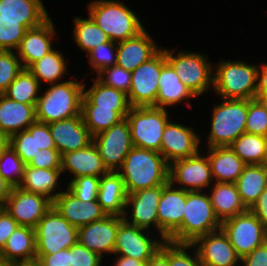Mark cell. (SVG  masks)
I'll list each match as a JSON object with an SVG mask.
<instances>
[{
	"label": "cell",
	"instance_id": "cell-1",
	"mask_svg": "<svg viewBox=\"0 0 267 266\" xmlns=\"http://www.w3.org/2000/svg\"><path fill=\"white\" fill-rule=\"evenodd\" d=\"M117 173L122 177L127 194L169 181V164L161 153L133 147Z\"/></svg>",
	"mask_w": 267,
	"mask_h": 266
},
{
	"label": "cell",
	"instance_id": "cell-2",
	"mask_svg": "<svg viewBox=\"0 0 267 266\" xmlns=\"http://www.w3.org/2000/svg\"><path fill=\"white\" fill-rule=\"evenodd\" d=\"M76 79L50 84L44 92L41 90L35 106L36 121L49 124L81 114L84 82Z\"/></svg>",
	"mask_w": 267,
	"mask_h": 266
},
{
	"label": "cell",
	"instance_id": "cell-3",
	"mask_svg": "<svg viewBox=\"0 0 267 266\" xmlns=\"http://www.w3.org/2000/svg\"><path fill=\"white\" fill-rule=\"evenodd\" d=\"M214 66L213 91L222 99L256 98L258 64L221 59Z\"/></svg>",
	"mask_w": 267,
	"mask_h": 266
},
{
	"label": "cell",
	"instance_id": "cell-4",
	"mask_svg": "<svg viewBox=\"0 0 267 266\" xmlns=\"http://www.w3.org/2000/svg\"><path fill=\"white\" fill-rule=\"evenodd\" d=\"M124 1L93 0L87 6L88 15L114 42L137 36L145 29L139 17Z\"/></svg>",
	"mask_w": 267,
	"mask_h": 266
},
{
	"label": "cell",
	"instance_id": "cell-5",
	"mask_svg": "<svg viewBox=\"0 0 267 266\" xmlns=\"http://www.w3.org/2000/svg\"><path fill=\"white\" fill-rule=\"evenodd\" d=\"M209 191H186V204L180 227L168 238L176 244H192L198 237L221 229Z\"/></svg>",
	"mask_w": 267,
	"mask_h": 266
},
{
	"label": "cell",
	"instance_id": "cell-6",
	"mask_svg": "<svg viewBox=\"0 0 267 266\" xmlns=\"http://www.w3.org/2000/svg\"><path fill=\"white\" fill-rule=\"evenodd\" d=\"M211 112L207 147L230 146L246 132L248 100L223 99L221 103H214Z\"/></svg>",
	"mask_w": 267,
	"mask_h": 266
},
{
	"label": "cell",
	"instance_id": "cell-7",
	"mask_svg": "<svg viewBox=\"0 0 267 266\" xmlns=\"http://www.w3.org/2000/svg\"><path fill=\"white\" fill-rule=\"evenodd\" d=\"M174 51V49L165 48V58L179 76L180 81L196 97L213 90L214 64L207 54L182 49L174 54Z\"/></svg>",
	"mask_w": 267,
	"mask_h": 266
},
{
	"label": "cell",
	"instance_id": "cell-8",
	"mask_svg": "<svg viewBox=\"0 0 267 266\" xmlns=\"http://www.w3.org/2000/svg\"><path fill=\"white\" fill-rule=\"evenodd\" d=\"M167 110L154 106L131 107L126 119L130 126L134 147L160 153L162 134L170 120Z\"/></svg>",
	"mask_w": 267,
	"mask_h": 266
},
{
	"label": "cell",
	"instance_id": "cell-9",
	"mask_svg": "<svg viewBox=\"0 0 267 266\" xmlns=\"http://www.w3.org/2000/svg\"><path fill=\"white\" fill-rule=\"evenodd\" d=\"M36 254H54L78 242V228L52 206L35 227Z\"/></svg>",
	"mask_w": 267,
	"mask_h": 266
},
{
	"label": "cell",
	"instance_id": "cell-10",
	"mask_svg": "<svg viewBox=\"0 0 267 266\" xmlns=\"http://www.w3.org/2000/svg\"><path fill=\"white\" fill-rule=\"evenodd\" d=\"M221 229L241 259L267 241V228L249 209L222 221Z\"/></svg>",
	"mask_w": 267,
	"mask_h": 266
},
{
	"label": "cell",
	"instance_id": "cell-11",
	"mask_svg": "<svg viewBox=\"0 0 267 266\" xmlns=\"http://www.w3.org/2000/svg\"><path fill=\"white\" fill-rule=\"evenodd\" d=\"M163 47L149 60L131 72V87L128 99L131 107H156L159 77L166 63Z\"/></svg>",
	"mask_w": 267,
	"mask_h": 266
},
{
	"label": "cell",
	"instance_id": "cell-12",
	"mask_svg": "<svg viewBox=\"0 0 267 266\" xmlns=\"http://www.w3.org/2000/svg\"><path fill=\"white\" fill-rule=\"evenodd\" d=\"M201 151L204 150L200 149L195 155L173 161L169 165V181L175 187L194 192L208 191V188L212 186L214 179L208 156L205 153L201 154Z\"/></svg>",
	"mask_w": 267,
	"mask_h": 266
},
{
	"label": "cell",
	"instance_id": "cell-13",
	"mask_svg": "<svg viewBox=\"0 0 267 266\" xmlns=\"http://www.w3.org/2000/svg\"><path fill=\"white\" fill-rule=\"evenodd\" d=\"M153 233L123 219L118 226L113 255L127 256L146 263L165 242L162 238L158 239L160 236L153 237Z\"/></svg>",
	"mask_w": 267,
	"mask_h": 266
},
{
	"label": "cell",
	"instance_id": "cell-14",
	"mask_svg": "<svg viewBox=\"0 0 267 266\" xmlns=\"http://www.w3.org/2000/svg\"><path fill=\"white\" fill-rule=\"evenodd\" d=\"M100 157L108 172H117L125 157L134 147L127 119L93 136Z\"/></svg>",
	"mask_w": 267,
	"mask_h": 266
},
{
	"label": "cell",
	"instance_id": "cell-15",
	"mask_svg": "<svg viewBox=\"0 0 267 266\" xmlns=\"http://www.w3.org/2000/svg\"><path fill=\"white\" fill-rule=\"evenodd\" d=\"M197 133L192 127L169 120L164 128L160 146V153L165 161L170 165L173 161L198 153L202 138Z\"/></svg>",
	"mask_w": 267,
	"mask_h": 266
},
{
	"label": "cell",
	"instance_id": "cell-16",
	"mask_svg": "<svg viewBox=\"0 0 267 266\" xmlns=\"http://www.w3.org/2000/svg\"><path fill=\"white\" fill-rule=\"evenodd\" d=\"M162 191L163 185H159L128 194L123 219L143 229L155 228L158 235L157 209Z\"/></svg>",
	"mask_w": 267,
	"mask_h": 266
},
{
	"label": "cell",
	"instance_id": "cell-17",
	"mask_svg": "<svg viewBox=\"0 0 267 266\" xmlns=\"http://www.w3.org/2000/svg\"><path fill=\"white\" fill-rule=\"evenodd\" d=\"M51 207L52 201L46 196L13 187L3 208L19 225L35 228Z\"/></svg>",
	"mask_w": 267,
	"mask_h": 266
},
{
	"label": "cell",
	"instance_id": "cell-18",
	"mask_svg": "<svg viewBox=\"0 0 267 266\" xmlns=\"http://www.w3.org/2000/svg\"><path fill=\"white\" fill-rule=\"evenodd\" d=\"M191 245L196 249L202 266L241 265V258L222 229L198 237Z\"/></svg>",
	"mask_w": 267,
	"mask_h": 266
},
{
	"label": "cell",
	"instance_id": "cell-19",
	"mask_svg": "<svg viewBox=\"0 0 267 266\" xmlns=\"http://www.w3.org/2000/svg\"><path fill=\"white\" fill-rule=\"evenodd\" d=\"M122 220L121 216L107 215L102 220L78 227V242L102 258L111 256L114 252L118 226Z\"/></svg>",
	"mask_w": 267,
	"mask_h": 266
},
{
	"label": "cell",
	"instance_id": "cell-20",
	"mask_svg": "<svg viewBox=\"0 0 267 266\" xmlns=\"http://www.w3.org/2000/svg\"><path fill=\"white\" fill-rule=\"evenodd\" d=\"M186 204V190L175 187L170 181L163 185L159 200L158 234L160 238H168L180 227Z\"/></svg>",
	"mask_w": 267,
	"mask_h": 266
},
{
	"label": "cell",
	"instance_id": "cell-21",
	"mask_svg": "<svg viewBox=\"0 0 267 266\" xmlns=\"http://www.w3.org/2000/svg\"><path fill=\"white\" fill-rule=\"evenodd\" d=\"M52 206L77 228L107 216L97 200L81 201L67 187L52 201Z\"/></svg>",
	"mask_w": 267,
	"mask_h": 266
},
{
	"label": "cell",
	"instance_id": "cell-22",
	"mask_svg": "<svg viewBox=\"0 0 267 266\" xmlns=\"http://www.w3.org/2000/svg\"><path fill=\"white\" fill-rule=\"evenodd\" d=\"M54 25L53 20L49 17L40 26L26 31L16 50L23 68L28 69L54 48L52 41L57 39L55 34L58 32L54 29Z\"/></svg>",
	"mask_w": 267,
	"mask_h": 266
},
{
	"label": "cell",
	"instance_id": "cell-23",
	"mask_svg": "<svg viewBox=\"0 0 267 266\" xmlns=\"http://www.w3.org/2000/svg\"><path fill=\"white\" fill-rule=\"evenodd\" d=\"M56 149L60 154L86 148L93 136L85 126L81 114L48 124Z\"/></svg>",
	"mask_w": 267,
	"mask_h": 266
},
{
	"label": "cell",
	"instance_id": "cell-24",
	"mask_svg": "<svg viewBox=\"0 0 267 266\" xmlns=\"http://www.w3.org/2000/svg\"><path fill=\"white\" fill-rule=\"evenodd\" d=\"M144 29L137 36L117 43V63L130 72L143 62L152 58L162 47H159Z\"/></svg>",
	"mask_w": 267,
	"mask_h": 266
},
{
	"label": "cell",
	"instance_id": "cell-25",
	"mask_svg": "<svg viewBox=\"0 0 267 266\" xmlns=\"http://www.w3.org/2000/svg\"><path fill=\"white\" fill-rule=\"evenodd\" d=\"M61 171L73 176L70 181L81 176L101 177L108 173L93 142L86 148L62 154Z\"/></svg>",
	"mask_w": 267,
	"mask_h": 266
},
{
	"label": "cell",
	"instance_id": "cell-26",
	"mask_svg": "<svg viewBox=\"0 0 267 266\" xmlns=\"http://www.w3.org/2000/svg\"><path fill=\"white\" fill-rule=\"evenodd\" d=\"M36 104H25L0 94V131L12 135L27 130L36 121Z\"/></svg>",
	"mask_w": 267,
	"mask_h": 266
},
{
	"label": "cell",
	"instance_id": "cell-27",
	"mask_svg": "<svg viewBox=\"0 0 267 266\" xmlns=\"http://www.w3.org/2000/svg\"><path fill=\"white\" fill-rule=\"evenodd\" d=\"M159 90L156 98V107L167 109L186 102L192 108L191 101L196 96L183 84L173 67L166 62L161 69L159 77ZM190 101V102H189Z\"/></svg>",
	"mask_w": 267,
	"mask_h": 266
},
{
	"label": "cell",
	"instance_id": "cell-28",
	"mask_svg": "<svg viewBox=\"0 0 267 266\" xmlns=\"http://www.w3.org/2000/svg\"><path fill=\"white\" fill-rule=\"evenodd\" d=\"M0 257L16 264L36 263L35 228L19 225L0 251Z\"/></svg>",
	"mask_w": 267,
	"mask_h": 266
},
{
	"label": "cell",
	"instance_id": "cell-29",
	"mask_svg": "<svg viewBox=\"0 0 267 266\" xmlns=\"http://www.w3.org/2000/svg\"><path fill=\"white\" fill-rule=\"evenodd\" d=\"M206 152L214 182L235 183L246 164L230 146L207 147Z\"/></svg>",
	"mask_w": 267,
	"mask_h": 266
},
{
	"label": "cell",
	"instance_id": "cell-30",
	"mask_svg": "<svg viewBox=\"0 0 267 266\" xmlns=\"http://www.w3.org/2000/svg\"><path fill=\"white\" fill-rule=\"evenodd\" d=\"M0 15L22 20L27 29L40 26L50 17L43 0H0Z\"/></svg>",
	"mask_w": 267,
	"mask_h": 266
},
{
	"label": "cell",
	"instance_id": "cell-31",
	"mask_svg": "<svg viewBox=\"0 0 267 266\" xmlns=\"http://www.w3.org/2000/svg\"><path fill=\"white\" fill-rule=\"evenodd\" d=\"M127 195L124 181L117 172L100 177L97 201L107 215L123 217Z\"/></svg>",
	"mask_w": 267,
	"mask_h": 266
},
{
	"label": "cell",
	"instance_id": "cell-32",
	"mask_svg": "<svg viewBox=\"0 0 267 266\" xmlns=\"http://www.w3.org/2000/svg\"><path fill=\"white\" fill-rule=\"evenodd\" d=\"M208 190L213 211L220 222L248 210L240 198L235 183L214 182Z\"/></svg>",
	"mask_w": 267,
	"mask_h": 266
},
{
	"label": "cell",
	"instance_id": "cell-33",
	"mask_svg": "<svg viewBox=\"0 0 267 266\" xmlns=\"http://www.w3.org/2000/svg\"><path fill=\"white\" fill-rule=\"evenodd\" d=\"M61 169H42L25 165L19 185L24 191L46 196L53 201L63 190L57 191L62 175Z\"/></svg>",
	"mask_w": 267,
	"mask_h": 266
},
{
	"label": "cell",
	"instance_id": "cell-34",
	"mask_svg": "<svg viewBox=\"0 0 267 266\" xmlns=\"http://www.w3.org/2000/svg\"><path fill=\"white\" fill-rule=\"evenodd\" d=\"M235 184L243 204L250 209L267 188V164L245 165Z\"/></svg>",
	"mask_w": 267,
	"mask_h": 266
},
{
	"label": "cell",
	"instance_id": "cell-35",
	"mask_svg": "<svg viewBox=\"0 0 267 266\" xmlns=\"http://www.w3.org/2000/svg\"><path fill=\"white\" fill-rule=\"evenodd\" d=\"M93 80V85L87 90L84 82L81 105H98L99 107L113 108L115 111H129L131 109L126 93L104 85L95 77Z\"/></svg>",
	"mask_w": 267,
	"mask_h": 266
},
{
	"label": "cell",
	"instance_id": "cell-36",
	"mask_svg": "<svg viewBox=\"0 0 267 266\" xmlns=\"http://www.w3.org/2000/svg\"><path fill=\"white\" fill-rule=\"evenodd\" d=\"M28 70L39 81L40 85L45 82L44 85H50L63 82L64 76L68 75V63L60 50L53 48L41 59L34 62Z\"/></svg>",
	"mask_w": 267,
	"mask_h": 266
},
{
	"label": "cell",
	"instance_id": "cell-37",
	"mask_svg": "<svg viewBox=\"0 0 267 266\" xmlns=\"http://www.w3.org/2000/svg\"><path fill=\"white\" fill-rule=\"evenodd\" d=\"M230 148L246 165L267 164V137L243 133Z\"/></svg>",
	"mask_w": 267,
	"mask_h": 266
},
{
	"label": "cell",
	"instance_id": "cell-38",
	"mask_svg": "<svg viewBox=\"0 0 267 266\" xmlns=\"http://www.w3.org/2000/svg\"><path fill=\"white\" fill-rule=\"evenodd\" d=\"M129 111H115L98 105H81V116L92 136L109 129L126 118Z\"/></svg>",
	"mask_w": 267,
	"mask_h": 266
},
{
	"label": "cell",
	"instance_id": "cell-39",
	"mask_svg": "<svg viewBox=\"0 0 267 266\" xmlns=\"http://www.w3.org/2000/svg\"><path fill=\"white\" fill-rule=\"evenodd\" d=\"M73 40L82 51L88 54L96 46L109 42L105 32L88 15L87 18L75 16L73 20Z\"/></svg>",
	"mask_w": 267,
	"mask_h": 266
},
{
	"label": "cell",
	"instance_id": "cell-40",
	"mask_svg": "<svg viewBox=\"0 0 267 266\" xmlns=\"http://www.w3.org/2000/svg\"><path fill=\"white\" fill-rule=\"evenodd\" d=\"M41 85L33 74L26 68L18 74L4 93L9 99L25 103L36 104L40 97Z\"/></svg>",
	"mask_w": 267,
	"mask_h": 266
},
{
	"label": "cell",
	"instance_id": "cell-41",
	"mask_svg": "<svg viewBox=\"0 0 267 266\" xmlns=\"http://www.w3.org/2000/svg\"><path fill=\"white\" fill-rule=\"evenodd\" d=\"M10 146L27 165L40 150L36 143V121L27 130L20 131L10 137Z\"/></svg>",
	"mask_w": 267,
	"mask_h": 266
},
{
	"label": "cell",
	"instance_id": "cell-42",
	"mask_svg": "<svg viewBox=\"0 0 267 266\" xmlns=\"http://www.w3.org/2000/svg\"><path fill=\"white\" fill-rule=\"evenodd\" d=\"M27 30L22 20L2 18L0 15V50L16 51Z\"/></svg>",
	"mask_w": 267,
	"mask_h": 266
},
{
	"label": "cell",
	"instance_id": "cell-43",
	"mask_svg": "<svg viewBox=\"0 0 267 266\" xmlns=\"http://www.w3.org/2000/svg\"><path fill=\"white\" fill-rule=\"evenodd\" d=\"M25 165L11 146L0 156V174L13 187H19L23 179Z\"/></svg>",
	"mask_w": 267,
	"mask_h": 266
},
{
	"label": "cell",
	"instance_id": "cell-44",
	"mask_svg": "<svg viewBox=\"0 0 267 266\" xmlns=\"http://www.w3.org/2000/svg\"><path fill=\"white\" fill-rule=\"evenodd\" d=\"M87 59L91 70L98 75L102 70L116 65L117 63V42L109 41L93 48Z\"/></svg>",
	"mask_w": 267,
	"mask_h": 266
},
{
	"label": "cell",
	"instance_id": "cell-45",
	"mask_svg": "<svg viewBox=\"0 0 267 266\" xmlns=\"http://www.w3.org/2000/svg\"><path fill=\"white\" fill-rule=\"evenodd\" d=\"M23 70L16 51L0 50V94H4L9 85Z\"/></svg>",
	"mask_w": 267,
	"mask_h": 266
},
{
	"label": "cell",
	"instance_id": "cell-46",
	"mask_svg": "<svg viewBox=\"0 0 267 266\" xmlns=\"http://www.w3.org/2000/svg\"><path fill=\"white\" fill-rule=\"evenodd\" d=\"M246 133L267 137V110L255 98L248 100Z\"/></svg>",
	"mask_w": 267,
	"mask_h": 266
},
{
	"label": "cell",
	"instance_id": "cell-47",
	"mask_svg": "<svg viewBox=\"0 0 267 266\" xmlns=\"http://www.w3.org/2000/svg\"><path fill=\"white\" fill-rule=\"evenodd\" d=\"M95 78L104 85L128 94L131 87V72L117 65L102 70Z\"/></svg>",
	"mask_w": 267,
	"mask_h": 266
},
{
	"label": "cell",
	"instance_id": "cell-48",
	"mask_svg": "<svg viewBox=\"0 0 267 266\" xmlns=\"http://www.w3.org/2000/svg\"><path fill=\"white\" fill-rule=\"evenodd\" d=\"M100 177L81 176L67 183V188L81 201L97 200Z\"/></svg>",
	"mask_w": 267,
	"mask_h": 266
},
{
	"label": "cell",
	"instance_id": "cell-49",
	"mask_svg": "<svg viewBox=\"0 0 267 266\" xmlns=\"http://www.w3.org/2000/svg\"><path fill=\"white\" fill-rule=\"evenodd\" d=\"M190 248L194 249V255L189 252ZM168 266H202V264L196 249L191 244H176L168 241Z\"/></svg>",
	"mask_w": 267,
	"mask_h": 266
},
{
	"label": "cell",
	"instance_id": "cell-50",
	"mask_svg": "<svg viewBox=\"0 0 267 266\" xmlns=\"http://www.w3.org/2000/svg\"><path fill=\"white\" fill-rule=\"evenodd\" d=\"M103 258L81 245L79 242L70 247L71 266H102Z\"/></svg>",
	"mask_w": 267,
	"mask_h": 266
},
{
	"label": "cell",
	"instance_id": "cell-51",
	"mask_svg": "<svg viewBox=\"0 0 267 266\" xmlns=\"http://www.w3.org/2000/svg\"><path fill=\"white\" fill-rule=\"evenodd\" d=\"M62 155L57 149L39 150L27 166L42 169H61Z\"/></svg>",
	"mask_w": 267,
	"mask_h": 266
},
{
	"label": "cell",
	"instance_id": "cell-52",
	"mask_svg": "<svg viewBox=\"0 0 267 266\" xmlns=\"http://www.w3.org/2000/svg\"><path fill=\"white\" fill-rule=\"evenodd\" d=\"M37 266H71L70 248L54 254H36Z\"/></svg>",
	"mask_w": 267,
	"mask_h": 266
},
{
	"label": "cell",
	"instance_id": "cell-53",
	"mask_svg": "<svg viewBox=\"0 0 267 266\" xmlns=\"http://www.w3.org/2000/svg\"><path fill=\"white\" fill-rule=\"evenodd\" d=\"M18 226L16 220L4 208H0V251Z\"/></svg>",
	"mask_w": 267,
	"mask_h": 266
},
{
	"label": "cell",
	"instance_id": "cell-54",
	"mask_svg": "<svg viewBox=\"0 0 267 266\" xmlns=\"http://www.w3.org/2000/svg\"><path fill=\"white\" fill-rule=\"evenodd\" d=\"M36 143L40 150L56 149L47 123L36 121Z\"/></svg>",
	"mask_w": 267,
	"mask_h": 266
},
{
	"label": "cell",
	"instance_id": "cell-55",
	"mask_svg": "<svg viewBox=\"0 0 267 266\" xmlns=\"http://www.w3.org/2000/svg\"><path fill=\"white\" fill-rule=\"evenodd\" d=\"M240 266H267V241L241 259Z\"/></svg>",
	"mask_w": 267,
	"mask_h": 266
},
{
	"label": "cell",
	"instance_id": "cell-56",
	"mask_svg": "<svg viewBox=\"0 0 267 266\" xmlns=\"http://www.w3.org/2000/svg\"><path fill=\"white\" fill-rule=\"evenodd\" d=\"M267 228V188L261 193L257 201L249 209Z\"/></svg>",
	"mask_w": 267,
	"mask_h": 266
},
{
	"label": "cell",
	"instance_id": "cell-57",
	"mask_svg": "<svg viewBox=\"0 0 267 266\" xmlns=\"http://www.w3.org/2000/svg\"><path fill=\"white\" fill-rule=\"evenodd\" d=\"M145 266H168V241L146 262Z\"/></svg>",
	"mask_w": 267,
	"mask_h": 266
},
{
	"label": "cell",
	"instance_id": "cell-58",
	"mask_svg": "<svg viewBox=\"0 0 267 266\" xmlns=\"http://www.w3.org/2000/svg\"><path fill=\"white\" fill-rule=\"evenodd\" d=\"M258 65L257 93L267 94V63Z\"/></svg>",
	"mask_w": 267,
	"mask_h": 266
},
{
	"label": "cell",
	"instance_id": "cell-59",
	"mask_svg": "<svg viewBox=\"0 0 267 266\" xmlns=\"http://www.w3.org/2000/svg\"><path fill=\"white\" fill-rule=\"evenodd\" d=\"M13 186L9 184L3 176L0 174V208H3L6 204V201L11 195Z\"/></svg>",
	"mask_w": 267,
	"mask_h": 266
},
{
	"label": "cell",
	"instance_id": "cell-60",
	"mask_svg": "<svg viewBox=\"0 0 267 266\" xmlns=\"http://www.w3.org/2000/svg\"><path fill=\"white\" fill-rule=\"evenodd\" d=\"M116 259V260H115ZM114 259V265L112 266H145L146 263L143 261L136 260L135 258L117 255Z\"/></svg>",
	"mask_w": 267,
	"mask_h": 266
},
{
	"label": "cell",
	"instance_id": "cell-61",
	"mask_svg": "<svg viewBox=\"0 0 267 266\" xmlns=\"http://www.w3.org/2000/svg\"><path fill=\"white\" fill-rule=\"evenodd\" d=\"M10 146V137L0 131V156Z\"/></svg>",
	"mask_w": 267,
	"mask_h": 266
},
{
	"label": "cell",
	"instance_id": "cell-62",
	"mask_svg": "<svg viewBox=\"0 0 267 266\" xmlns=\"http://www.w3.org/2000/svg\"><path fill=\"white\" fill-rule=\"evenodd\" d=\"M256 98L261 102V104L267 110V94H256Z\"/></svg>",
	"mask_w": 267,
	"mask_h": 266
},
{
	"label": "cell",
	"instance_id": "cell-63",
	"mask_svg": "<svg viewBox=\"0 0 267 266\" xmlns=\"http://www.w3.org/2000/svg\"><path fill=\"white\" fill-rule=\"evenodd\" d=\"M16 265H17L16 263L6 261L0 257V266H16Z\"/></svg>",
	"mask_w": 267,
	"mask_h": 266
}]
</instances>
